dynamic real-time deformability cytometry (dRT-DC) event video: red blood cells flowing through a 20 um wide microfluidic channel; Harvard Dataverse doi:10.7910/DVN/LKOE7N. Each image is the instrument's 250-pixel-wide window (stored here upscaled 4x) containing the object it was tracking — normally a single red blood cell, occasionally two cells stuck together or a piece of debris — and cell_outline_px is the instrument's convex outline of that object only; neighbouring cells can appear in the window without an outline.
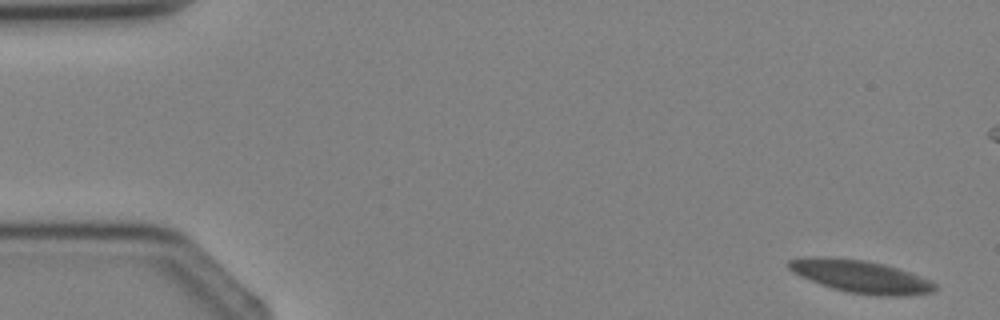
{"species": "Egyptian fruit bat (a non-hibernating species)", "species_latin": "Rousettus aegyptiacus", "temperature_condition": "cold", "stored_images_in_passage": 4, "camera_frame_rate_fps": 3000, "um_per_image_px": 0.085, "animal": {"sex": "female"}, "frame": {"image": 1, "passage_image": 1, "time_ms": 0.0, "image_size_px": [1000, 320], "cell_outline_px": [[936, 288], [932, 292], [900, 296], [880, 296], [848, 292], [832, 288], [820, 284], [800, 276], [792, 272], [788, 268], [788, 260], [808, 256], [832, 256], [864, 260], [884, 264], [920, 276], [936, 284]], "centroid_in_image_um": [73.09, 23.48], "position_along_channel_um": 11.9, "area_um2": 27.74}}